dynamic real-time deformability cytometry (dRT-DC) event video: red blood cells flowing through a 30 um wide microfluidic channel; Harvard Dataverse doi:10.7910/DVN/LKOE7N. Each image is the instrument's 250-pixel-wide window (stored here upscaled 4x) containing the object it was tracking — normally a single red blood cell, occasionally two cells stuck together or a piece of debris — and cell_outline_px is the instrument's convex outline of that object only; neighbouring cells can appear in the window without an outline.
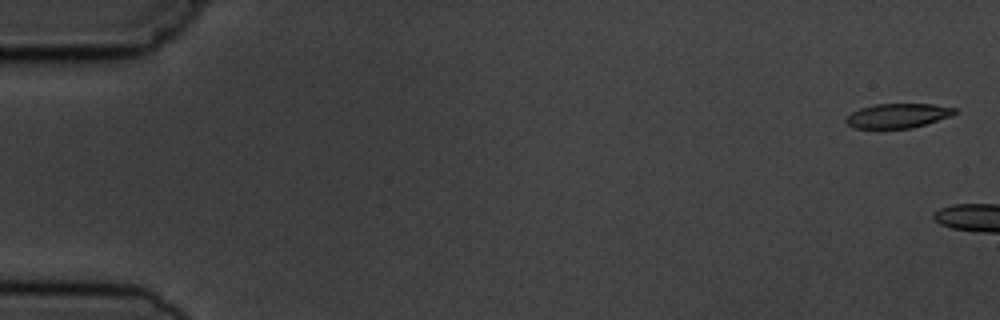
{"species": "common noctule bat (a hibernating species)", "species_latin": "Nyctalus noctula", "temperature_condition": "cold", "stored_images_in_passage": 5, "camera_frame_rate_fps": 3000, "um_per_image_px": 0.085, "animal": {"sex": "male", "body_mass_g": 19.5, "forearm_length_mm": 54.6}, "frame": {"image": 1, "passage_image": 1, "time_ms": 0.0, "image_size_px": [1000, 320], "cell_outline_px": [[960, 112], [952, 116], [912, 128], [880, 132], [876, 132], [852, 128], [844, 120], [852, 112], [860, 108], [876, 104], [932, 104], [956, 108]], "centroid_in_image_um": [76.27, 9.9], "position_along_channel_um": 8.7, "area_um2": 16.47}}